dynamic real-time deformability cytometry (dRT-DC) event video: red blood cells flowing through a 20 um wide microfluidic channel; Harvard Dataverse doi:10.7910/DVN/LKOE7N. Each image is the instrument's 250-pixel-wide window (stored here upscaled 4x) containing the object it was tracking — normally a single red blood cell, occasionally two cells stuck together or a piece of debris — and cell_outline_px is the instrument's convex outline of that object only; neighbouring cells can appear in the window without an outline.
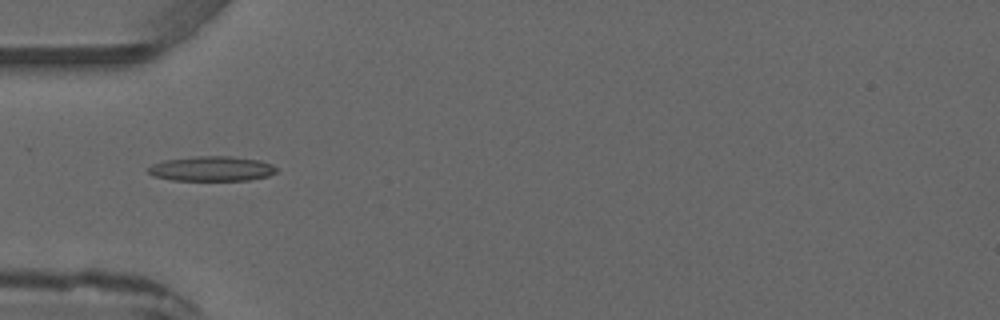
{"species": "common noctule bat (a hibernating species)", "species_latin": "Nyctalus noctula", "temperature_condition": "warm", "stored_images_in_passage": 3, "camera_frame_rate_fps": 3000, "um_per_image_px": 0.085, "animal": {"sex": "male", "forearm_length_mm": 52.5}, "frame": {"image": 1, "passage_image": 3, "time_ms": 2.0, "image_size_px": [1000, 320], "cell_outline_px": [[276, 172], [268, 176], [248, 180], [172, 180], [152, 176], [148, 172], [148, 168], [152, 164], [164, 160], [196, 156], [232, 156], [260, 160], [272, 164], [276, 168]], "centroid_in_image_um": [17.99, 14.33], "position_along_channel_um": 67.0, "area_um2": 18.61}}